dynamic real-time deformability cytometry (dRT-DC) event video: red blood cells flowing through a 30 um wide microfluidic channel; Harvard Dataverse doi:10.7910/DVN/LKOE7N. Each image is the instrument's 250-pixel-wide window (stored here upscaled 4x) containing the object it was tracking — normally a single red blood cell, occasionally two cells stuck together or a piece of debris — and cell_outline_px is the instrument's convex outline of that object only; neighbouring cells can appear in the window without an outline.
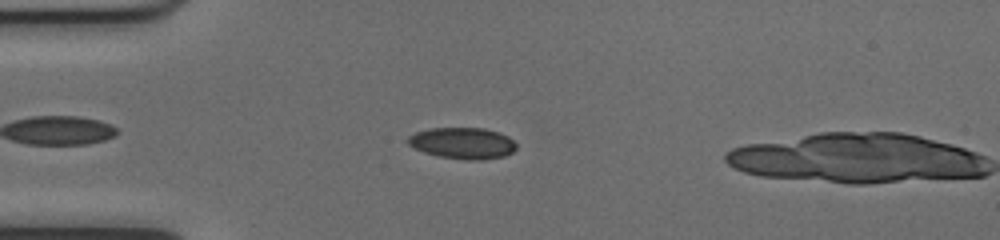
{"species": "common noctule bat (a hibernating species)", "species_latin": "Nyctalus noctula", "temperature_condition": "cold", "stored_images_in_passage": 8, "camera_frame_rate_fps": 3000, "um_per_image_px": 0.085, "animal": {"sex": "female", "body_mass_g": 17.0, "forearm_length_mm": 48.0}, "frame": {"image": 1, "passage_image": 7, "time_ms": 2.0, "image_size_px": [1000, 240], "cell_outline_px": [[516, 148], [512, 152], [504, 156], [480, 160], [464, 160], [436, 156], [424, 152], [408, 144], [404, 140], [408, 136], [416, 132], [432, 128], [484, 128], [500, 132], [508, 136], [516, 144]], "centroid_in_image_um": [39.31, 12.17], "position_along_channel_um": 45.7, "area_um2": 19.94}}